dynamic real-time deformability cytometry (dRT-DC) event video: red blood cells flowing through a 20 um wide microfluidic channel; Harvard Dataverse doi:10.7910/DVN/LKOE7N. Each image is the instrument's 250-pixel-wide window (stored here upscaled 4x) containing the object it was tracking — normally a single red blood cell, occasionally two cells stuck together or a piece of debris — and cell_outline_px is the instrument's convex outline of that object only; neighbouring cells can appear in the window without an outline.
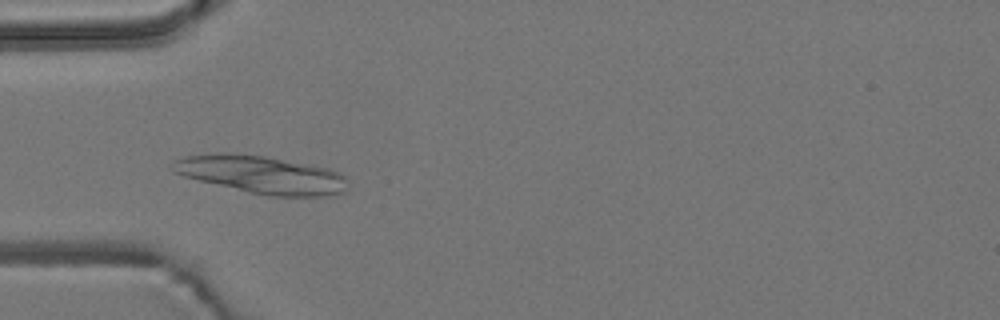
{"species": "common noctule bat (a hibernating species)", "species_latin": "Nyctalus noctula", "temperature_condition": "room temperature", "stored_images_in_passage": 4, "camera_frame_rate_fps": 3000, "um_per_image_px": 0.085, "animal": {"sex": "male", "body_mass_g": 19.2, "forearm_length_mm": 51.8}, "frame": {"image": 1, "passage_image": 3, "time_ms": 0.667, "image_size_px": [1000, 320], "cell_outline_px": [[344, 192], [324, 196], [272, 196], [248, 192], [184, 176], [172, 172], [172, 160], [184, 156], [216, 152], [232, 152], [264, 156], [308, 164], [328, 168], [340, 172], [344, 176]], "centroid_in_image_um": [22.15, 14.82], "position_along_channel_um": 62.8, "area_um2": 38.38}}